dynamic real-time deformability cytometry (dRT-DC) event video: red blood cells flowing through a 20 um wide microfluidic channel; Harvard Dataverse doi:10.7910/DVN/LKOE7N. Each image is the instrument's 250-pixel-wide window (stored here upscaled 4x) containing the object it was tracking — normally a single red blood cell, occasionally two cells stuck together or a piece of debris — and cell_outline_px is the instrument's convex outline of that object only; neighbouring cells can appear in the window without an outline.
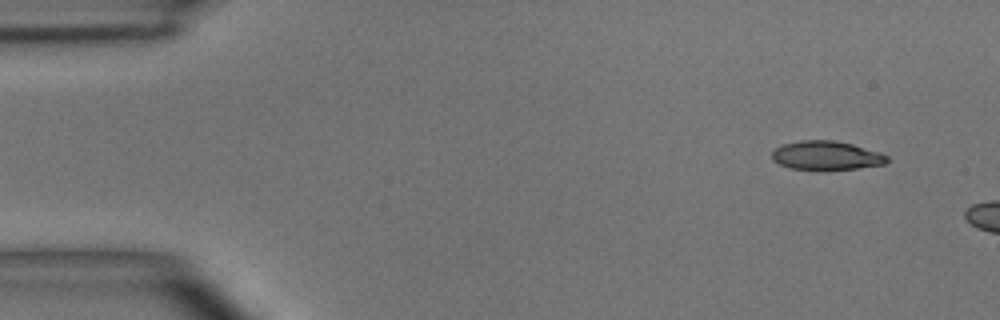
{"species": "common noctule bat (a hibernating species)", "species_latin": "Nyctalus noctula", "temperature_condition": "room temperature", "stored_images_in_passage": 5, "segment_of_instrument_passage": [2, 2], "camera_frame_rate_fps": 3000, "um_per_image_px": 0.085, "animal": {"sex": "male", "body_mass_g": 15.6}, "frame": {"image": 1, "passage_image": 5, "time_ms": 5.667, "image_size_px": [1000, 320], "cell_outline_px": [[888, 160], [884, 164], [856, 168], [792, 168], [780, 164], [772, 160], [772, 152], [776, 148], [784, 144], [800, 140], [832, 140], [852, 144], [880, 152], [888, 156]], "centroid_in_image_um": [70.24, 13.19], "position_along_channel_um": 14.8, "area_um2": 18.79}}